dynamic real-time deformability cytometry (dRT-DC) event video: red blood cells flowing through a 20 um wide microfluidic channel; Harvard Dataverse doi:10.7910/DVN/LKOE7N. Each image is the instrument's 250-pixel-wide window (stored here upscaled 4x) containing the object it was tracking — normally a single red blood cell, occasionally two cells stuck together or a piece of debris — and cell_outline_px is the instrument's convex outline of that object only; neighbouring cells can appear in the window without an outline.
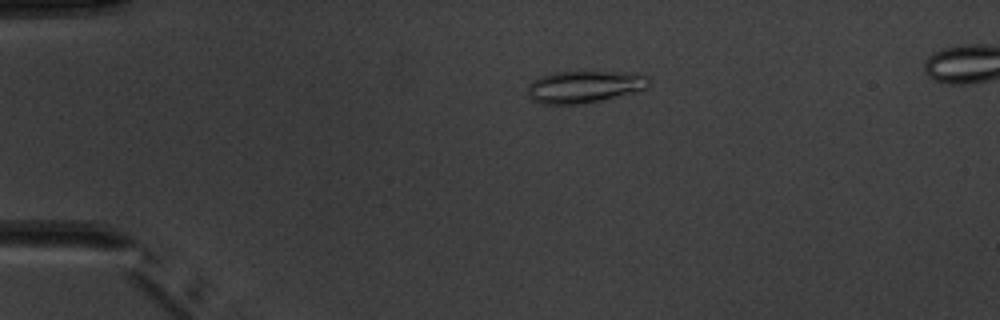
{"species": "common noctule bat (a hibernating species)", "species_latin": "Nyctalus noctula", "temperature_condition": "warm", "stored_images_in_passage": 3, "camera_frame_rate_fps": 3000, "um_per_image_px": 0.085, "animal": {"sex": "male", "body_mass_g": 20.1, "forearm_length_mm": 53.5}, "frame": {"image": 1, "passage_image": 1, "time_ms": 0.0, "image_size_px": [1000, 320], "cell_outline_px": [[652, 80], [648, 88], [600, 100], [580, 104], [544, 104], [532, 100], [528, 96], [528, 84], [532, 80], [540, 76], [556, 72], [636, 72], [648, 76]], "centroid_in_image_um": [49.69, 7.36], "position_along_channel_um": 35.3, "area_um2": 22.77}}